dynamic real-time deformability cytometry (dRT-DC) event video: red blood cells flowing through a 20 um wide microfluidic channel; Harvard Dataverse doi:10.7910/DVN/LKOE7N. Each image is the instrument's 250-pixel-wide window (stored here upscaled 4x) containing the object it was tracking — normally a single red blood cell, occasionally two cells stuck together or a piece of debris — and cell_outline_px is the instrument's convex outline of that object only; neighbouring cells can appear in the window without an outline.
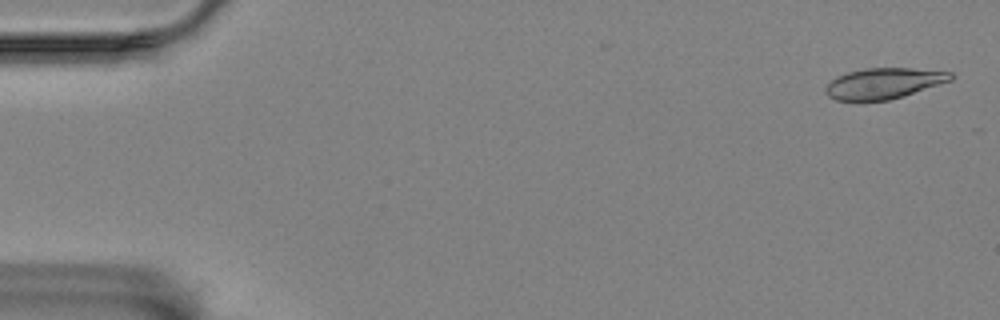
{"species": "Egyptian fruit bat (a non-hibernating species)", "species_latin": "Rousettus aegyptiacus", "temperature_condition": "room temperature", "stored_images_in_passage": 55, "camera_frame_rate_fps": 3000, "um_per_image_px": 0.085, "animal": {"sex": "female"}, "frame": {"image": 1, "passage_image": 1, "time_ms": 0.0, "image_size_px": [1000, 320], "cell_outline_px": [[956, 76], [952, 80], [904, 96], [888, 100], [836, 100], [828, 96], [824, 92], [824, 88], [836, 76], [848, 72], [864, 68], [912, 68], [952, 72]], "centroid_in_image_um": [75.13, 7.08], "position_along_channel_um": 9.9, "area_um2": 22.48}}
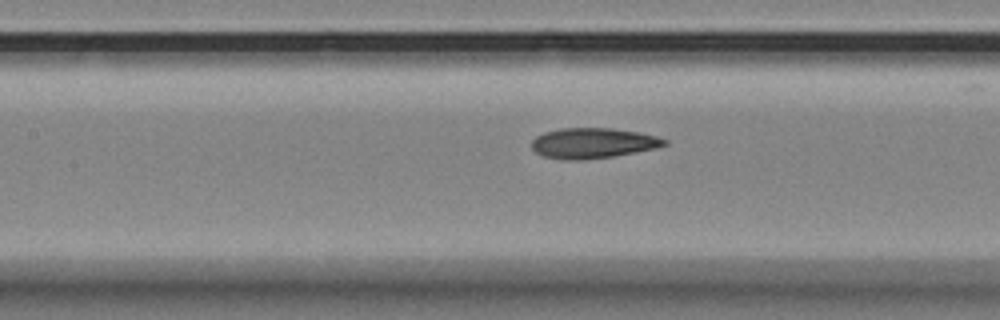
{"frame": {"image": 2, "passage_image": 25, "time_ms": 8.0, "image_size_px": [1000, 320], "cell_outline_px": [[668, 144], [656, 148], [636, 152], [612, 156], [584, 160], [560, 160], [544, 156], [536, 152], [532, 148], [532, 140], [536, 136], [544, 132], [560, 128], [612, 128], [640, 132], [656, 136], [668, 140]], "centroid_in_image_um": [50.4, 12.16], "position_along_channel_um": 157.0, "area_um2": 23.64}}
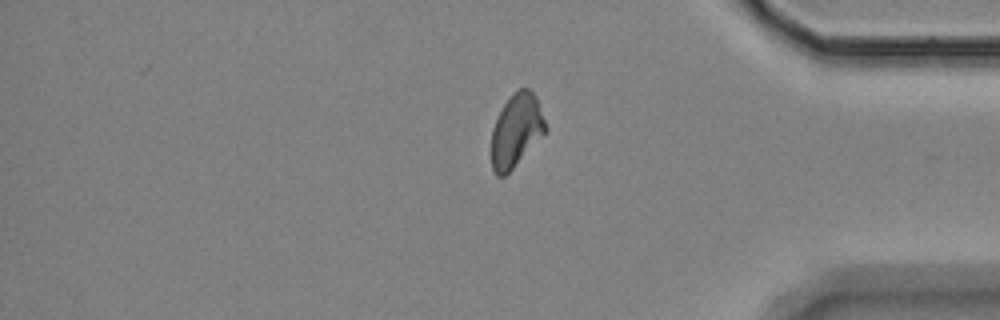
{"frame": {"image": 3, "passage_image": 47, "time_ms": 15.333, "image_size_px": [1000, 320], "cell_outline_px": [[548, 128], [512, 168], [504, 176], [496, 176], [492, 168], [492, 128], [504, 104], [520, 88], [528, 88], [536, 96]], "centroid_in_image_um": [43.88, 11.08], "position_along_channel_um": 391.3, "area_um2": 22.31}, "authors_computed_cell_mechanics": {"area_um2": 23.5824, "velocity_mm_per_s": 3.4694, "shape_relaxation_time_tau1_ms": null, "shape_relaxation_time_tau2_ms": 2.3055, "deformation_change_tau1": null, "deformation_change_tau2": 0.0799}}